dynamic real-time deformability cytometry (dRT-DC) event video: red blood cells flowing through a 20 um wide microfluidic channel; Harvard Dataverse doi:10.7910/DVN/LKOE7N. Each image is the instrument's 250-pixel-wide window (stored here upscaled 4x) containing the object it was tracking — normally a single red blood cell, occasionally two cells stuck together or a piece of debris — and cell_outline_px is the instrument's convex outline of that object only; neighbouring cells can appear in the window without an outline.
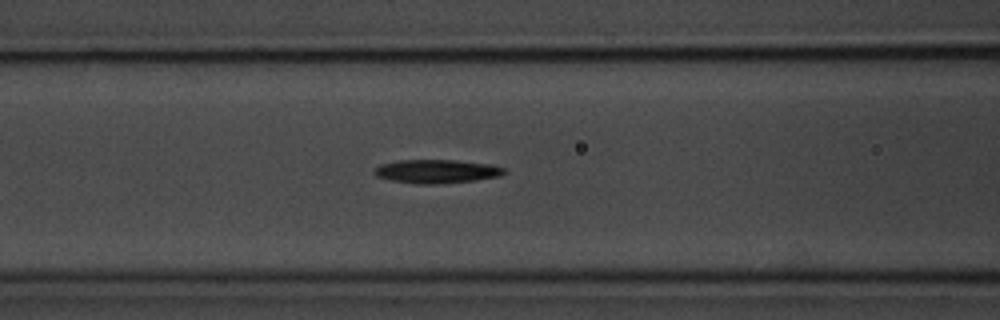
{"species": "common noctule bat (a hibernating species)", "species_latin": "Nyctalus noctula", "temperature_condition": "room temperature", "stored_images_in_passage": 6, "camera_frame_rate_fps": 3000, "um_per_image_px": 0.085, "animal": {"sex": "male", "body_mass_g": 20.1, "forearm_length_mm": 53.5}, "frame": {"image": 1, "passage_image": 6, "time_ms": 6.667, "image_size_px": [1000, 320], "cell_outline_px": [[504, 172], [500, 176], [476, 180], [436, 184], [420, 184], [392, 180], [376, 176], [372, 172], [380, 164], [396, 160], [456, 160], [492, 164], [504, 168]], "centroid_in_image_um": [37.1, 14.55], "position_along_channel_um": 129.5, "area_um2": 17.86}}